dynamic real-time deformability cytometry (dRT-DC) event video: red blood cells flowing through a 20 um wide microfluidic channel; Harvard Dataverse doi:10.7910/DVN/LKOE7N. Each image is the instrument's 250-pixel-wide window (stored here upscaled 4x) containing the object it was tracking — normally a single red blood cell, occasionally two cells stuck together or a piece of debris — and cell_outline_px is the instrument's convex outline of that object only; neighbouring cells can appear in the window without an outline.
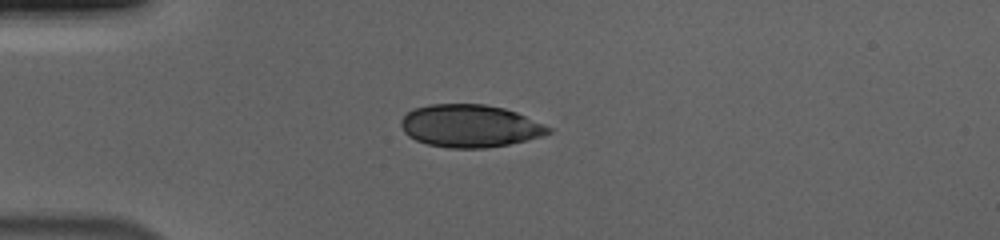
{"species": "human", "species_latin": "Homo sapiens", "temperature_condition": "cold", "stored_images_in_passage": 42, "camera_frame_rate_fps": 3000, "um_per_image_px": 0.085, "donor": {"sex": "male"}, "frame": {"image": 1, "passage_image": 1, "time_ms": 0.0, "image_size_px": [1000, 240], "cell_outline_px": [[552, 132], [544, 136], [508, 144], [484, 148], [448, 148], [428, 144], [416, 140], [408, 136], [404, 132], [400, 124], [400, 120], [412, 108], [432, 104], [484, 104], [504, 108], [516, 112], [552, 128]], "centroid_in_image_um": [39.93, 10.7], "position_along_channel_um": 45.1, "area_um2": 36.59}}
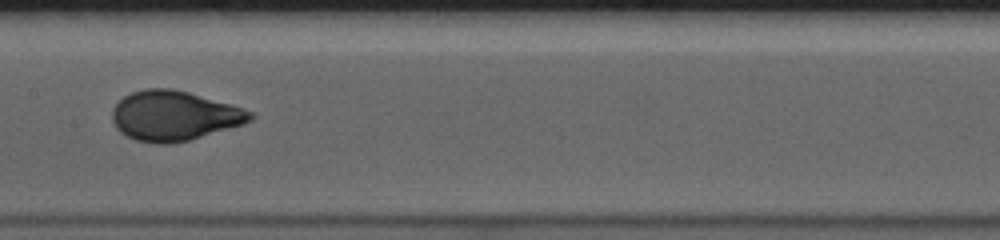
{"frame": {"image": 2, "passage_image": 15, "time_ms": 4.667, "image_size_px": [1000, 240], "cell_outline_px": [[256, 116], [252, 120], [244, 124], [188, 140], [168, 144], [156, 144], [136, 140], [120, 132], [116, 128], [112, 120], [112, 108], [124, 96], [132, 92], [144, 88], [172, 88], [188, 92], [232, 104], [244, 108], [252, 112]], "centroid_in_image_um": [14.81, 9.83], "position_along_channel_um": 192.6, "area_um2": 40.17}}
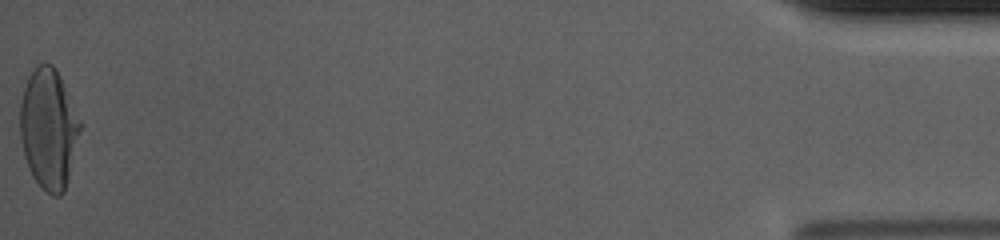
{"frame": {"image": 3, "passage_image": 42, "time_ms": 13.667, "image_size_px": [1000, 240], "cell_outline_px": [[84, 124], [68, 180], [64, 192], [60, 196], [52, 196], [32, 176], [28, 168], [24, 156], [20, 136], [20, 104], [24, 88], [28, 76], [40, 64], [52, 64], [56, 68]], "centroid_in_image_um": [4.17, 10.95], "position_along_channel_um": 431.0, "area_um2": 42.54}, "authors_computed_cell_mechanics": {"area_um2": 39.7375, "velocity_mm_per_s": 3.6954, "shape_relaxation_time_tau1_ms": 4.0673, "shape_relaxation_time_tau2_ms": null, "deformation_change_tau1": 0.1974, "deformation_change_tau2": null}}